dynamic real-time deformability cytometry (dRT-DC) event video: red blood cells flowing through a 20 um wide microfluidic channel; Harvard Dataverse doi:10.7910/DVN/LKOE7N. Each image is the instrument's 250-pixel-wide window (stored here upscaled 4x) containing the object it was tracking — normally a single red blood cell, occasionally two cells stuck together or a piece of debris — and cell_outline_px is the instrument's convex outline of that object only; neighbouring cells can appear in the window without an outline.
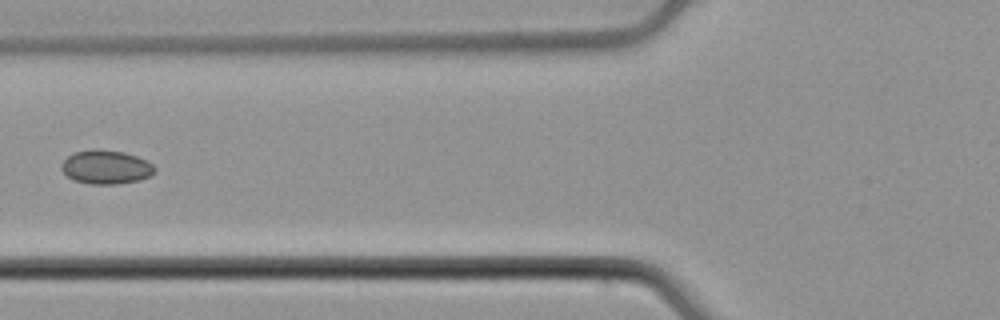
{"species": "common noctule bat (a hibernating species)", "species_latin": "Nyctalus noctula", "temperature_condition": "cold", "stored_images_in_passage": 4, "camera_frame_rate_fps": 3000, "um_per_image_px": 0.085, "animal": {"sex": "male", "body_mass_g": 21.5, "forearm_length_mm": 52.0}, "frame": {"image": 1, "passage_image": 3, "time_ms": 0.667, "image_size_px": [1000, 320], "cell_outline_px": [[156, 172], [148, 176], [136, 180], [116, 184], [92, 184], [76, 180], [68, 176], [60, 168], [60, 164], [72, 152], [92, 148], [100, 148], [124, 152], [136, 156], [152, 164], [156, 168]], "centroid_in_image_um": [8.98, 14.17], "position_along_channel_um": 116.8, "area_um2": 18.38}}
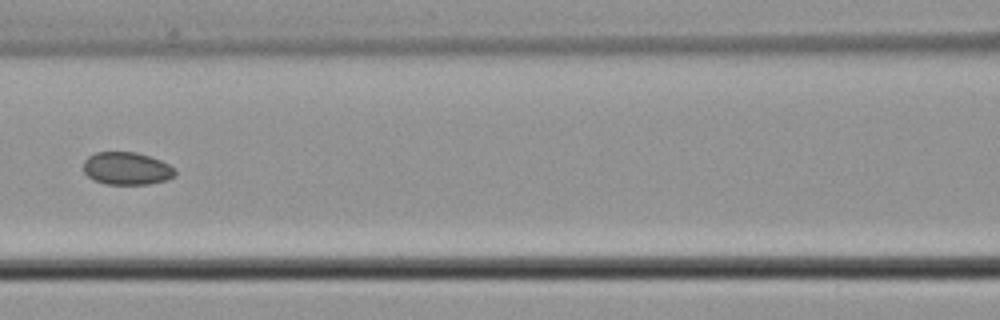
{"frame": {"image": 2, "passage_image": 4, "time_ms": 1.0, "image_size_px": [1000, 320], "cell_outline_px": [[176, 172], [168, 180], [148, 184], [104, 184], [88, 176], [84, 172], [84, 160], [88, 156], [96, 152], [136, 152], [160, 160], [176, 168]], "centroid_in_image_um": [10.78, 14.32], "position_along_channel_um": 155.8, "area_um2": 17.4}}